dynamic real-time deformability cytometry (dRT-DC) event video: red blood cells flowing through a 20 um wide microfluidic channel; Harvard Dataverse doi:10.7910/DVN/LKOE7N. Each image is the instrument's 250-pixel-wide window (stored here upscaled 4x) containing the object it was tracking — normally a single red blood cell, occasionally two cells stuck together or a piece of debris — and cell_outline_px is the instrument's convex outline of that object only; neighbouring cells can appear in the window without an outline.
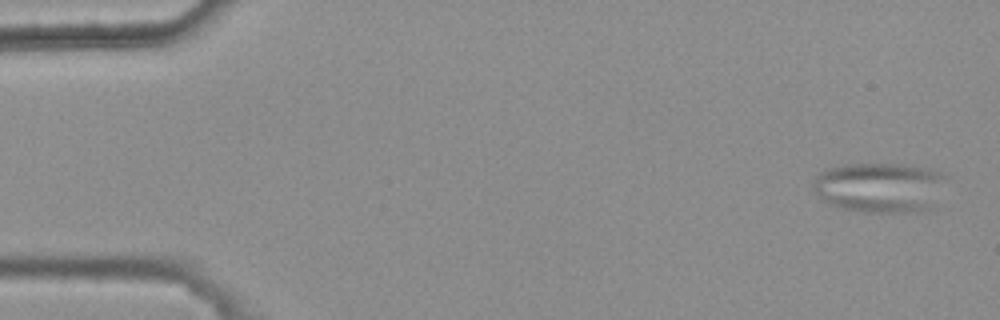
{"species": "common noctule bat (a hibernating species)", "species_latin": "Nyctalus noctula", "temperature_condition": "warm", "stored_images_in_passage": 4, "camera_frame_rate_fps": 3000, "um_per_image_px": 0.085, "animal": {"sex": "female", "body_mass_g": 25.1}, "frame": {"image": 1, "passage_image": 1, "time_ms": 0.0, "image_size_px": [1000, 320], "cell_outline_px": [[948, 176], [932, 208], [920, 212], [864, 212], [844, 208], [828, 204], [820, 200], [812, 188], [812, 180], [824, 168], [848, 164], [904, 164], [928, 168], [940, 172]], "centroid_in_image_um": [74.76, 15.93], "position_along_channel_um": 10.2, "area_um2": 39.42}}
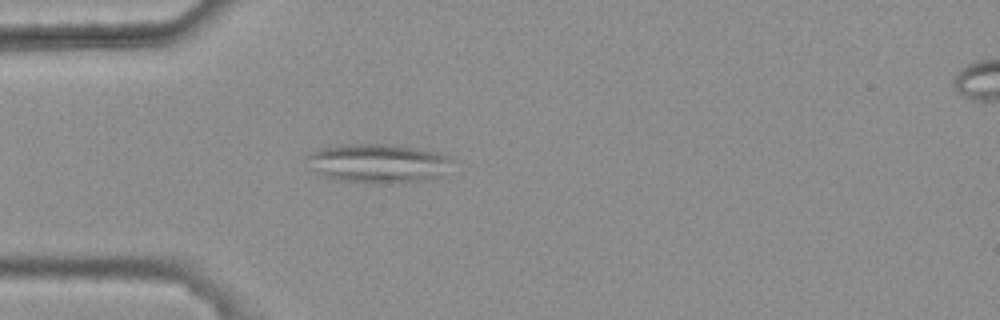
{"frame": {"image": 2, "passage_image": 4, "time_ms": 1.0, "image_size_px": [1000, 320], "cell_outline_px": [[452, 160], [440, 176], [424, 180], [376, 184], [372, 184], [336, 180], [324, 176], [316, 172], [312, 168], [304, 156], [308, 152], [320, 148], [344, 144], [388, 144], [444, 152], [452, 156]], "centroid_in_image_um": [32.1, 13.87], "position_along_channel_um": 52.9, "area_um2": 33.35}}